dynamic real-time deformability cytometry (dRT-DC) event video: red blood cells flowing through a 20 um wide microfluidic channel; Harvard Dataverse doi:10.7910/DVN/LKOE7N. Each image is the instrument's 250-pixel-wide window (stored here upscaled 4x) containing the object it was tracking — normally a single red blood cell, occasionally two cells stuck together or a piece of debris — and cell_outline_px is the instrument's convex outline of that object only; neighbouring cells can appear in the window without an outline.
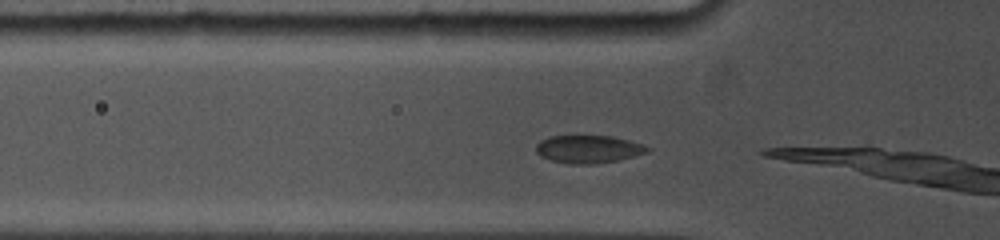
{"species": "common noctule bat (a hibernating species)", "species_latin": "Nyctalus noctula", "temperature_condition": "cold", "stored_images_in_passage": 5, "camera_frame_rate_fps": 5000, "um_per_image_px": 0.085, "animal": {"sex": "female", "body_mass_g": 19.0, "forearm_length_mm": 53.3}, "frame": {"image": 1, "passage_image": 2, "time_ms": 0.4, "image_size_px": [1000, 240], "cell_outline_px": [[652, 148], [648, 152], [616, 160], [596, 164], [568, 164], [552, 160], [540, 156], [536, 152], [536, 144], [540, 140], [548, 136], [572, 132], [576, 132], [612, 136], [628, 140]], "centroid_in_image_um": [49.93, 12.61], "position_along_channel_um": 75.9, "area_um2": 18.96}}